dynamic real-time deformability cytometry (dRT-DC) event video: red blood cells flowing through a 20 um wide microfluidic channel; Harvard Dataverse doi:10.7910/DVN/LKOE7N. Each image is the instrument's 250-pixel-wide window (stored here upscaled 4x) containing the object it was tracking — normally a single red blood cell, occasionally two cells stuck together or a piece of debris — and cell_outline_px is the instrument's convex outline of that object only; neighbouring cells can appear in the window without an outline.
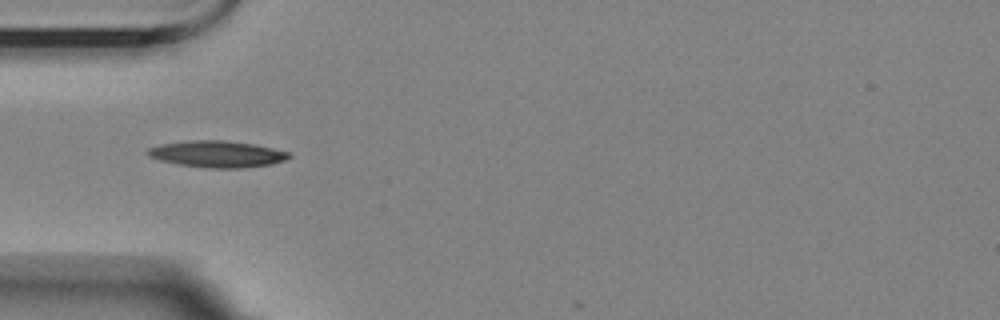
{"species": "Egyptian fruit bat (a non-hibernating species)", "species_latin": "Rousettus aegyptiacus", "temperature_condition": "room temperature", "stored_images_in_passage": 4, "camera_frame_rate_fps": 3000, "um_per_image_px": 0.085, "animal": {"sex": "female"}, "frame": {"image": 1, "passage_image": 1, "time_ms": 0.0, "image_size_px": [1000, 320], "cell_outline_px": [[292, 156], [284, 160], [272, 164], [240, 168], [208, 168], [180, 164], [160, 160], [148, 156], [144, 152], [148, 148], [160, 144], [188, 140], [224, 140], [256, 144], [288, 152]], "centroid_in_image_um": [18.43, 13.08], "position_along_channel_um": 66.6, "area_um2": 21.91}}